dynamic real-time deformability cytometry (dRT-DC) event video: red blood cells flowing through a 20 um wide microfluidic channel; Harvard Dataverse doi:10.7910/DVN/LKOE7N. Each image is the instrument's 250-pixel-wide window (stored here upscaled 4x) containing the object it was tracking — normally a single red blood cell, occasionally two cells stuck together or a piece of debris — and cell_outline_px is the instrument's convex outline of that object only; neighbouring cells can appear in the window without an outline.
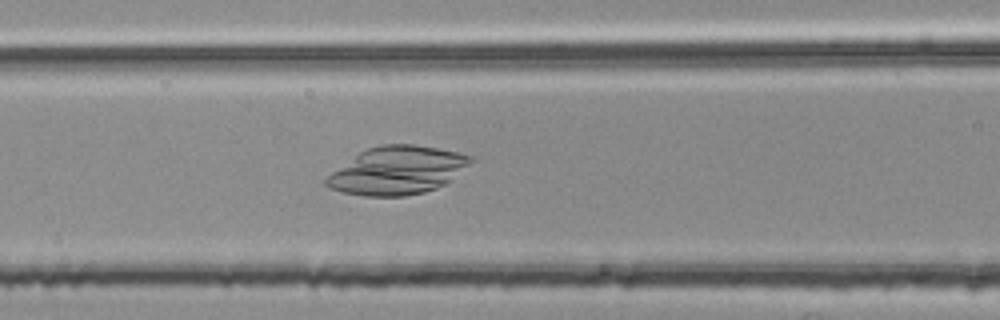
{"species": "common noctule bat (a hibernating species)", "species_latin": "Nyctalus noctula", "temperature_condition": "room temperature", "stored_images_in_passage": 44, "camera_frame_rate_fps": 3000, "um_per_image_px": 0.085, "animal": {"sex": "female", "body_mass_g": 25.1}, "frame": {"image": 1, "passage_image": 20, "time_ms": 6.333, "image_size_px": [1000, 320], "cell_outline_px": [[476, 160], [452, 180], [436, 188], [424, 192], [404, 196], [364, 196], [344, 192], [332, 188], [324, 184], [324, 180], [332, 172], [360, 152], [368, 148], [380, 144], [416, 144], [456, 152], [472, 156]], "centroid_in_image_um": [33.82, 14.48], "position_along_channel_um": 132.8, "area_um2": 40.29}}
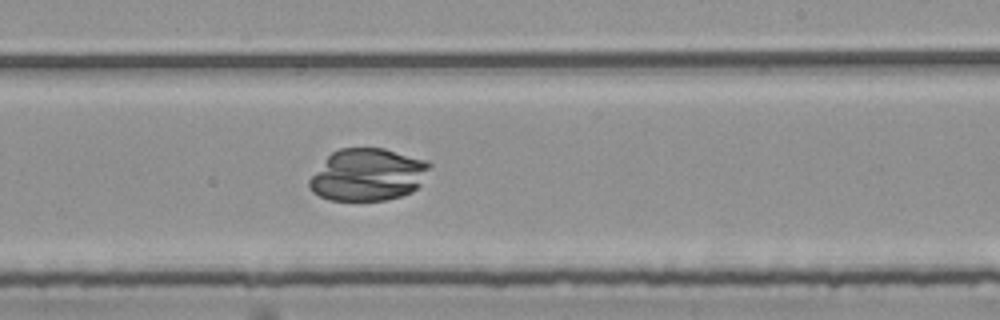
{"frame": {"image": 2, "passage_image": 30, "time_ms": 9.667, "image_size_px": [1000, 320], "cell_outline_px": [[432, 164], [420, 184], [412, 192], [388, 200], [328, 200], [312, 192], [308, 188], [308, 180], [328, 156], [332, 152], [340, 148], [384, 148], [428, 160]], "centroid_in_image_um": [31.26, 14.85], "position_along_channel_um": 257.7, "area_um2": 36.7}}
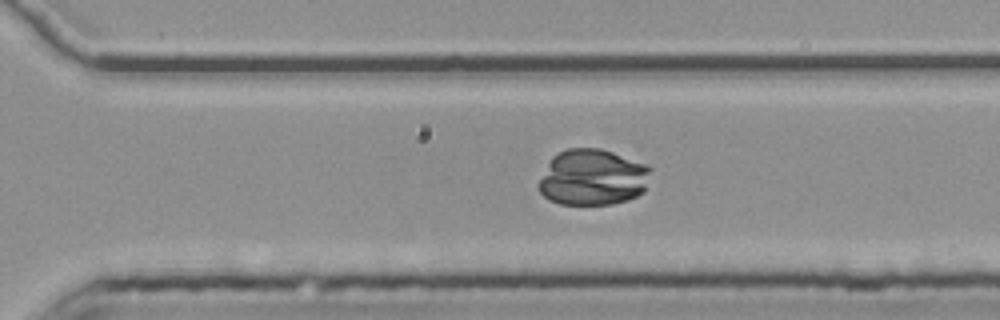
{"frame": {"image": 3, "passage_image": 35, "time_ms": 11.333, "image_size_px": [1000, 320], "cell_outline_px": [[652, 168], [644, 192], [628, 200], [612, 204], [560, 204], [548, 200], [540, 192], [540, 180], [552, 156], [568, 148], [600, 148], [648, 164]], "centroid_in_image_um": [50.41, 15.07], "position_along_channel_um": 320.2, "area_um2": 36.65}}